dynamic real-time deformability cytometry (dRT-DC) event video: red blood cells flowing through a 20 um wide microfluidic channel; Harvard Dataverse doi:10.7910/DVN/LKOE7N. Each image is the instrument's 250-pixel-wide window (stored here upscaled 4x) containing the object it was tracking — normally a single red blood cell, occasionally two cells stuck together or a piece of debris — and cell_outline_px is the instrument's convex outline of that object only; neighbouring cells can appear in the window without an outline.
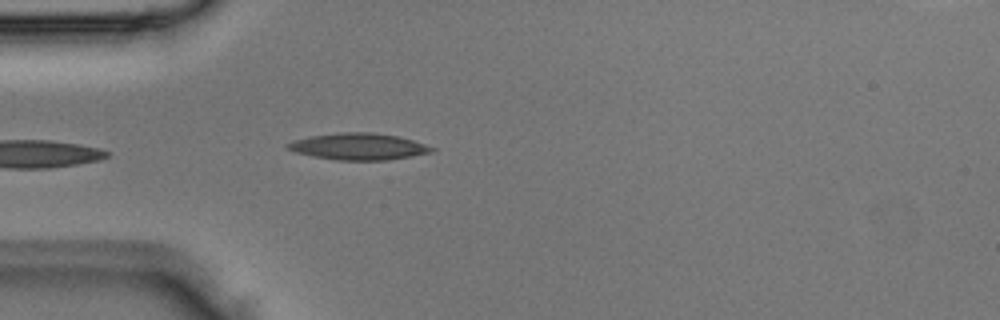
{"species": "Egyptian fruit bat (a non-hibernating species)", "species_latin": "Rousettus aegyptiacus", "temperature_condition": "room temperature", "stored_images_in_passage": 3, "camera_frame_rate_fps": 3000, "um_per_image_px": 0.085, "animal": {"sex": "male"}, "frame": {"image": 1, "passage_image": 3, "time_ms": 0.667, "image_size_px": [1000, 320], "cell_outline_px": [[436, 148], [432, 152], [412, 156], [388, 160], [336, 160], [312, 156], [296, 152], [284, 148], [284, 144], [292, 140], [308, 136], [336, 132], [372, 132], [400, 136]], "centroid_in_image_um": [30.42, 12.44], "position_along_channel_um": 54.6, "area_um2": 22.66}}